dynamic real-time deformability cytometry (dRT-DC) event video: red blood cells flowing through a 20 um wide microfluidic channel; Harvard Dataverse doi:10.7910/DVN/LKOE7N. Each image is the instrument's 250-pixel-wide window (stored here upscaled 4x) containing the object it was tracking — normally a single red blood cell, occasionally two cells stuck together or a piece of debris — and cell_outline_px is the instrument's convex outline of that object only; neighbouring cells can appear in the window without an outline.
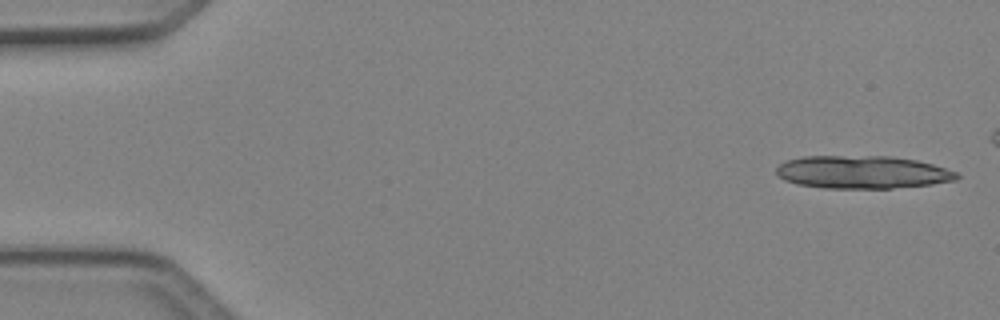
{"species": "Egyptian fruit bat (a non-hibernating species)", "species_latin": "Rousettus aegyptiacus", "temperature_condition": "cold", "stored_images_in_passage": 6, "camera_frame_rate_fps": 3000, "um_per_image_px": 0.085, "animal": {"sex": "female"}, "frame": {"image": 1, "passage_image": 1, "time_ms": 0.0, "image_size_px": [1000, 320], "cell_outline_px": [[960, 176], [956, 180], [932, 184], [892, 188], [824, 188], [796, 184], [784, 180], [776, 172], [776, 168], [780, 164], [788, 160], [804, 156], [892, 156], [916, 160], [932, 164], [960, 172]], "centroid_in_image_um": [73.33, 14.63], "position_along_channel_um": 11.7, "area_um2": 34.68}}
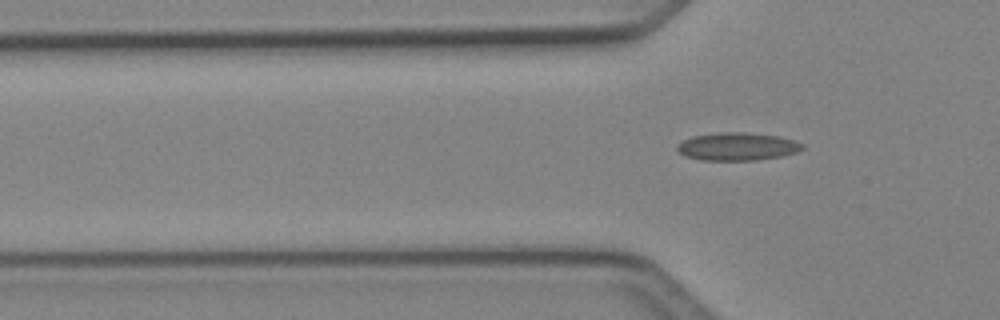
{"frame": {"image": 2, "passage_image": 6, "time_ms": 1.667, "image_size_px": [1000, 320], "cell_outline_px": [[804, 148], [796, 152], [780, 156], [756, 160], [704, 160], [688, 156], [680, 152], [676, 148], [676, 144], [692, 136], [720, 132], [744, 132], [780, 136], [804, 144]], "centroid_in_image_um": [62.68, 12.44], "position_along_channel_um": 63.1, "area_um2": 20.17}}